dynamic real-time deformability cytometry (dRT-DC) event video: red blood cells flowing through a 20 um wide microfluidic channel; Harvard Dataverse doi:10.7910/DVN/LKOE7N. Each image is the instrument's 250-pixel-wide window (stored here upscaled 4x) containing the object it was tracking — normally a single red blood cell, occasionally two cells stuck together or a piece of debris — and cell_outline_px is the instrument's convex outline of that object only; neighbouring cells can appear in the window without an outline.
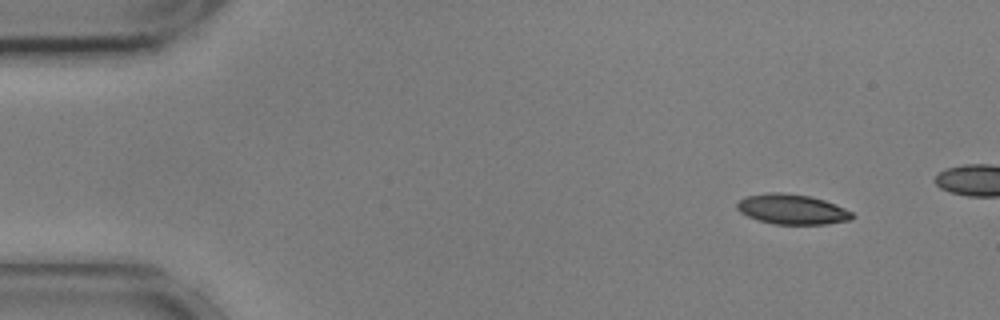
{"species": "common noctule bat (a hibernating species)", "species_latin": "Nyctalus noctula", "temperature_condition": "cold", "stored_images_in_passage": 45, "camera_frame_rate_fps": 3000, "um_per_image_px": 0.085, "animal": {"sex": "male", "body_mass_g": 17.9, "forearm_length_mm": 54.2}, "frame": {"image": 1, "passage_image": 1, "time_ms": 0.0, "image_size_px": [1000, 320], "cell_outline_px": [[852, 220], [828, 224], [776, 224], [760, 220], [748, 216], [740, 212], [736, 208], [736, 204], [740, 200], [748, 196], [768, 192], [780, 192], [808, 196], [824, 200], [836, 204], [852, 212]], "centroid_in_image_um": [67.34, 17.79], "position_along_channel_um": 17.7, "area_um2": 20.0}}
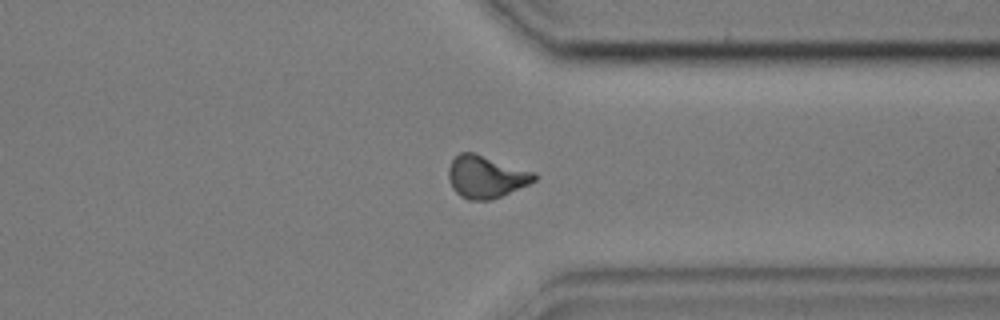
{"frame": {"image": 2, "passage_image": 38, "time_ms": 12.333, "image_size_px": [1000, 320], "cell_outline_px": [[536, 180], [528, 184], [500, 196], [488, 200], [468, 200], [460, 196], [452, 188], [448, 176], [448, 168], [452, 160], [460, 152], [472, 152], [536, 172]], "centroid_in_image_um": [41.29, 15.02], "position_along_channel_um": 370.1, "area_um2": 20.98}}
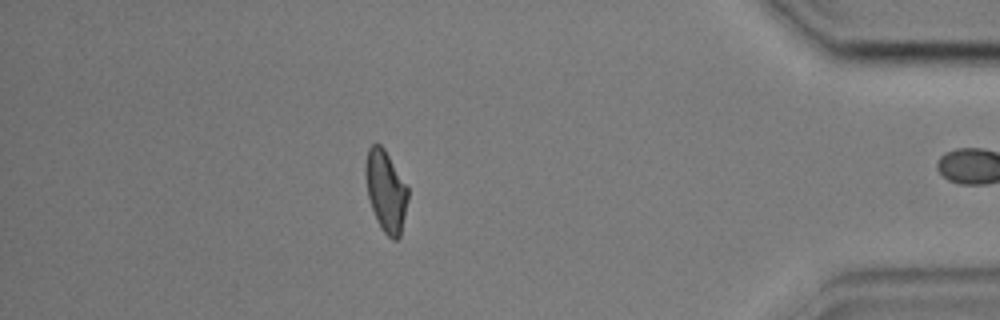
{"frame": {"image": 3, "passage_image": 44, "time_ms": 14.333, "image_size_px": [1000, 320], "cell_outline_px": [[408, 200], [400, 236], [396, 240], [392, 240], [380, 228], [376, 220], [368, 196], [364, 172], [364, 168], [368, 148], [372, 144], [380, 144], [384, 148], [408, 188]], "centroid_in_image_um": [32.78, 16.25], "position_along_channel_um": 402.4, "area_um2": 20.06}, "authors_computed_cell_mechanics": {"area_um2": 20.9814, "velocity_mm_per_s": 3.6086, "shape_relaxation_time_tau1_ms": 3.2363, "shape_relaxation_time_tau2_ms": 2.7555, "deformation_change_tau1": 0.1219, "deformation_change_tau2": 0.0851}}